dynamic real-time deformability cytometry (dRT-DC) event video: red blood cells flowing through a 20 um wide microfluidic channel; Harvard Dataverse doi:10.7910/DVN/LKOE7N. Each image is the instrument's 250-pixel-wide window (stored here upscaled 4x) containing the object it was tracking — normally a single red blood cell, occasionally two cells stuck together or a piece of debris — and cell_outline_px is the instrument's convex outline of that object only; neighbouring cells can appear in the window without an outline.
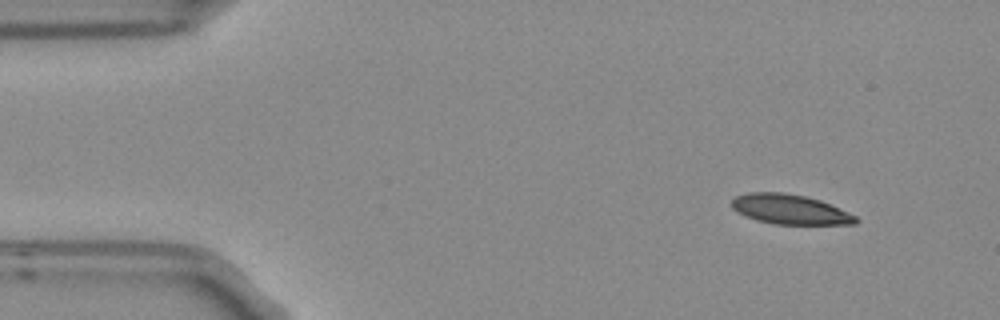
{"species": "Egyptian fruit bat (a non-hibernating species)", "species_latin": "Rousettus aegyptiacus", "temperature_condition": "room temperature", "stored_images_in_passage": 3, "camera_frame_rate_fps": 3000, "um_per_image_px": 0.085, "frame": {"image": 1, "passage_image": 1, "time_ms": 0.0, "image_size_px": [1000, 320], "cell_outline_px": [[860, 220], [856, 224], [776, 224], [756, 220], [744, 216], [732, 208], [732, 200], [736, 196], [748, 192], [784, 192], [804, 196], [820, 200], [848, 212], [856, 216]], "centroid_in_image_um": [67.14, 17.79], "position_along_channel_um": 17.9, "area_um2": 21.5}}